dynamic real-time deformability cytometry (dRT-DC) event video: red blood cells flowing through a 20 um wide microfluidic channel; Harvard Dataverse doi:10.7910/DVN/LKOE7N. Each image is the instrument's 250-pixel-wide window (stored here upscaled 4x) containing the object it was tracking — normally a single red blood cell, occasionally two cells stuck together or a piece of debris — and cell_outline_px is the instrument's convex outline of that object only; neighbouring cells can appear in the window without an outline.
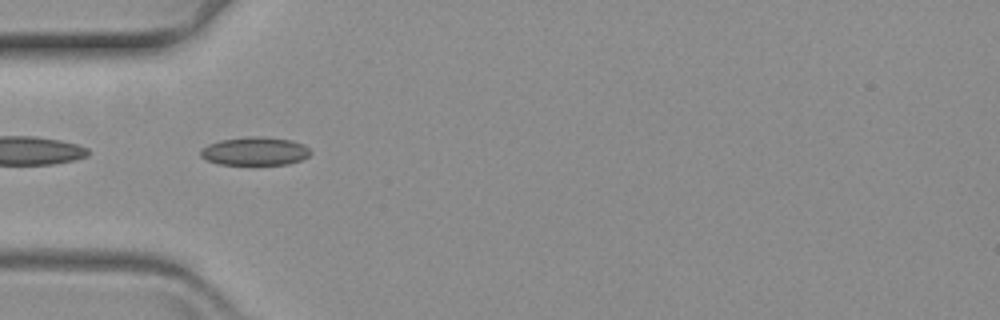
{"species": "common noctule bat (a hibernating species)", "species_latin": "Nyctalus noctula", "temperature_condition": "warm", "stored_images_in_passage": 42, "camera_frame_rate_fps": 3000, "um_per_image_px": 0.085, "animal": {"sex": "female", "body_mass_g": 19.3, "forearm_length_mm": 54.1}, "frame": {"image": 1, "passage_image": 1, "time_ms": 0.0, "image_size_px": [1000, 320], "cell_outline_px": [[312, 152], [308, 156], [300, 160], [288, 164], [252, 168], [220, 164], [208, 160], [200, 156], [200, 148], [208, 144], [220, 140], [252, 136], [260, 136], [292, 140], [304, 144]], "centroid_in_image_um": [21.66, 12.9], "position_along_channel_um": 63.3, "area_um2": 19.07}}
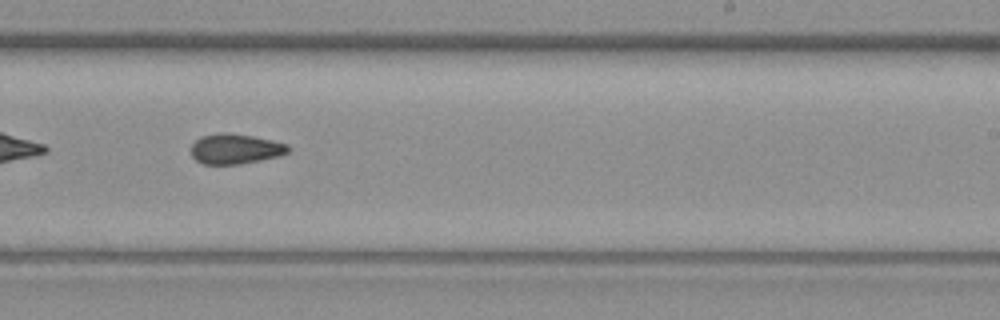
{"frame": {"image": 2, "passage_image": 19, "time_ms": 6.0, "image_size_px": [1000, 320], "cell_outline_px": [[288, 152], [276, 156], [260, 160], [240, 164], [204, 164], [196, 160], [192, 156], [192, 144], [200, 136], [228, 132], [252, 136], [272, 140], [288, 144]], "centroid_in_image_um": [19.98, 12.65], "position_along_channel_um": 269.0, "area_um2": 16.82}}
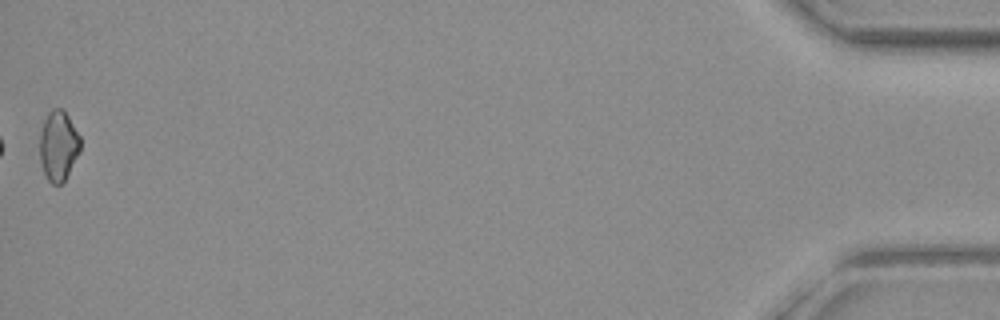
{"frame": {"image": 3, "passage_image": 42, "time_ms": 13.667, "image_size_px": [1000, 320], "cell_outline_px": [[80, 152], [64, 180], [60, 184], [52, 184], [48, 180], [44, 172], [40, 160], [40, 132], [44, 120], [48, 112], [52, 108], [64, 108], [80, 136]], "centroid_in_image_um": [4.96, 12.35], "position_along_channel_um": 430.2, "area_um2": 16.59}}